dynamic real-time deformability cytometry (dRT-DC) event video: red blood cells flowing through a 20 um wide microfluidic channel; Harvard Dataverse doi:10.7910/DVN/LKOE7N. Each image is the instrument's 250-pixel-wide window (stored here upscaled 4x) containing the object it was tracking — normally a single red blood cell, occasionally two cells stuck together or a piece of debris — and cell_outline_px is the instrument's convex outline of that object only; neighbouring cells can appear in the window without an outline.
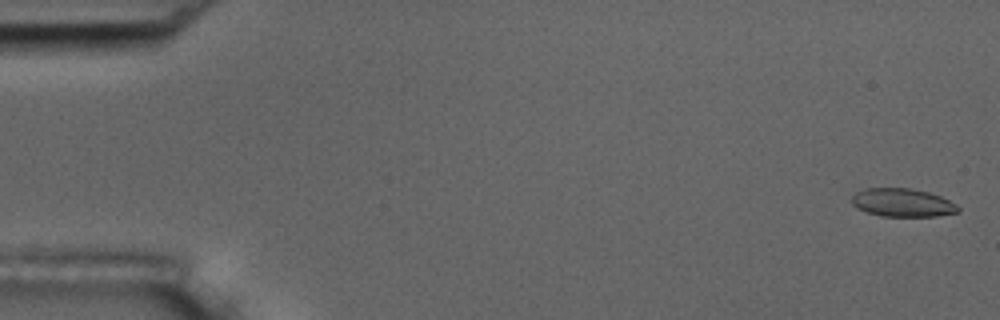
{"species": "common noctule bat (a hibernating species)", "species_latin": "Nyctalus noctula", "temperature_condition": "room temperature", "stored_images_in_passage": 5, "camera_frame_rate_fps": 3000, "um_per_image_px": 0.085, "animal": {"sex": "male", "body_mass_g": 17.5, "forearm_length_mm": 52.3}, "frame": {"image": 1, "passage_image": 1, "time_ms": 0.0, "image_size_px": [1000, 320], "cell_outline_px": [[960, 212], [936, 216], [880, 216], [856, 208], [848, 200], [856, 192], [868, 188], [912, 188], [928, 192], [940, 196], [956, 204], [960, 208]], "centroid_in_image_um": [76.69, 17.22], "position_along_channel_um": 8.3, "area_um2": 17.63}}
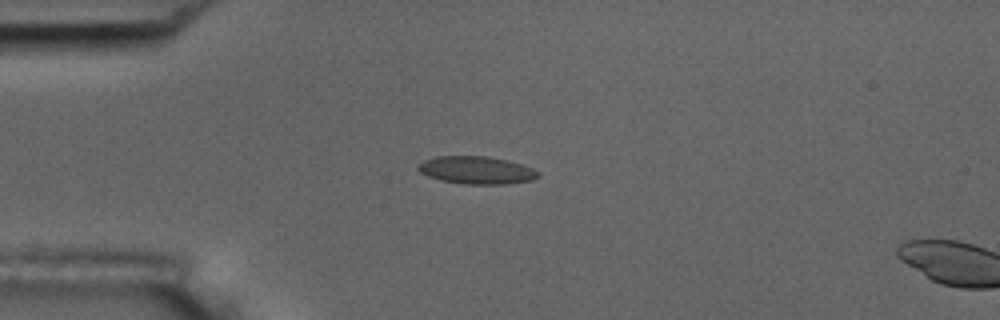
{"frame": {"image": 2, "passage_image": 4, "time_ms": 4.333, "image_size_px": [1000, 320], "cell_outline_px": [[540, 176], [532, 180], [504, 184], [464, 184], [440, 180], [428, 176], [420, 172], [416, 168], [416, 164], [424, 160], [436, 156], [484, 156], [508, 160], [532, 168], [540, 172]], "centroid_in_image_um": [40.47, 14.46], "position_along_channel_um": 44.5, "area_um2": 19.42}}